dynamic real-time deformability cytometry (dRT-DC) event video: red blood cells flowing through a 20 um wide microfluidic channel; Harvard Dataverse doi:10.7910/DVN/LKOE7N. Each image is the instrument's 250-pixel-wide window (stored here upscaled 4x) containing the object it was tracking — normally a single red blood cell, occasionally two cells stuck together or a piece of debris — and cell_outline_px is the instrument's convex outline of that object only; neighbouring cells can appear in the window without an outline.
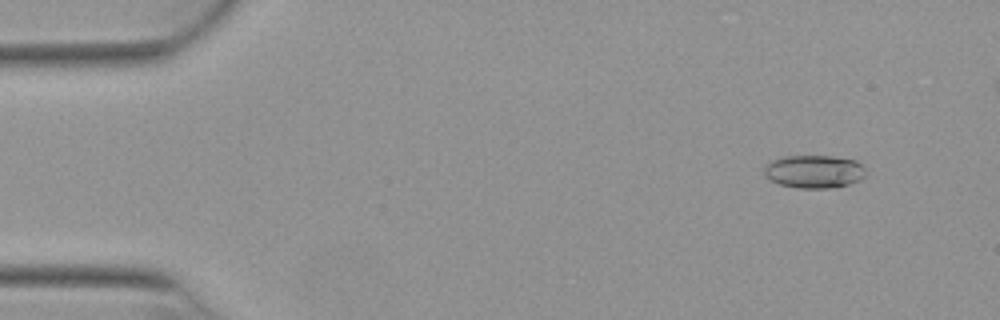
{"species": "Egyptian fruit bat (a non-hibernating species)", "species_latin": "Rousettus aegyptiacus", "temperature_condition": "warm", "stored_images_in_passage": 50, "camera_frame_rate_fps": 3000, "um_per_image_px": 0.085, "animal": {"sex": "female"}, "frame": {"image": 1, "passage_image": 5, "time_ms": 1.333, "image_size_px": [1000, 320], "cell_outline_px": [[864, 176], [860, 180], [848, 184], [832, 188], [796, 188], [780, 184], [764, 176], [764, 168], [772, 160], [784, 156], [832, 156], [856, 160], [864, 168]], "centroid_in_image_um": [69.19, 14.58], "position_along_channel_um": 15.8, "area_um2": 19.48}}
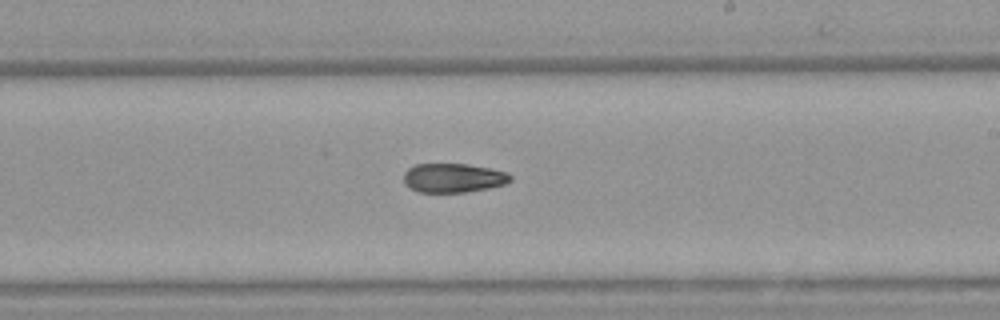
{"frame": {"image": 2, "passage_image": 31, "time_ms": 10.0, "image_size_px": [1000, 320], "cell_outline_px": [[512, 180], [504, 184], [488, 188], [468, 192], [420, 192], [404, 184], [404, 172], [408, 168], [416, 164], [468, 164], [508, 172], [512, 176]], "centroid_in_image_um": [38.54, 15.12], "position_along_channel_um": 250.5, "area_um2": 18.09}}
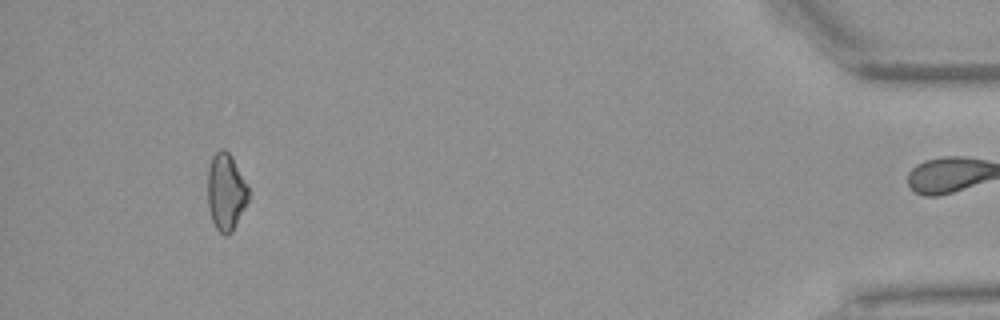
{"frame": {"image": 3, "passage_image": 49, "time_ms": 16.0, "image_size_px": [1000, 320], "cell_outline_px": [[248, 200], [232, 232], [228, 236], [224, 236], [216, 228], [212, 220], [208, 208], [208, 168], [212, 156], [220, 148], [224, 148], [232, 156], [248, 184]], "centroid_in_image_um": [19.2, 16.29], "position_along_channel_um": 416.0, "area_um2": 18.44}}